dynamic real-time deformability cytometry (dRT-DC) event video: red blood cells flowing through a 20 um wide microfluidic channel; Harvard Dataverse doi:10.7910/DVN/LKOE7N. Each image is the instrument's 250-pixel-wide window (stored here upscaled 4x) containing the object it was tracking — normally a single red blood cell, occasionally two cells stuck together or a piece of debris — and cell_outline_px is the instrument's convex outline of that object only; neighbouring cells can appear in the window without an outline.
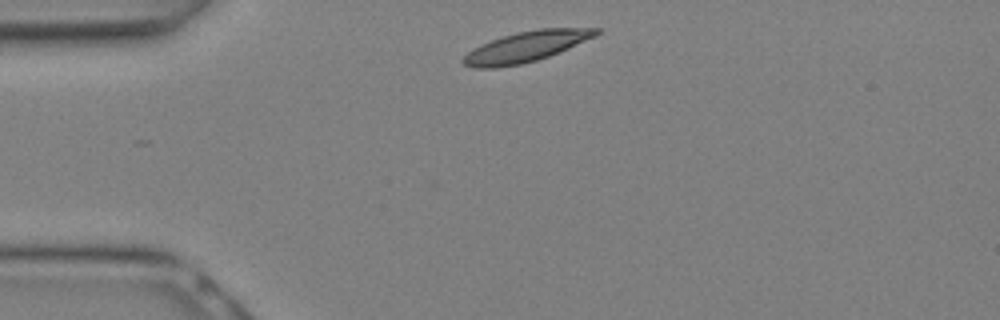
{"species": "Egyptian fruit bat (a non-hibernating species)", "species_latin": "Rousettus aegyptiacus", "temperature_condition": "warm", "stored_images_in_passage": 8, "camera_frame_rate_fps": 3000, "um_per_image_px": 0.085, "animal": {"sex": "female"}, "frame": {"image": 1, "passage_image": 1, "time_ms": 0.0, "image_size_px": [1000, 320], "cell_outline_px": [[600, 32], [596, 36], [548, 56], [536, 60], [520, 64], [492, 68], [472, 68], [464, 64], [460, 60], [472, 48], [480, 44], [516, 32], [540, 28], [600, 28]], "centroid_in_image_um": [44.68, 3.96], "position_along_channel_um": 40.3, "area_um2": 23.35}}
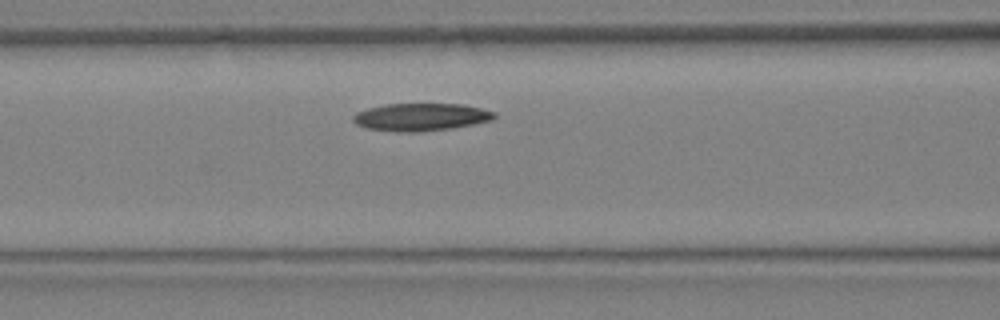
{"frame": {"image": 2, "passage_image": 6, "time_ms": 1.667, "image_size_px": [1000, 320], "cell_outline_px": [[496, 116], [492, 120], [452, 128], [420, 132], [400, 132], [368, 128], [356, 124], [352, 120], [352, 116], [356, 112], [368, 108], [384, 104], [464, 104], [496, 112]], "centroid_in_image_um": [35.77, 9.94], "position_along_channel_um": 130.8, "area_um2": 22.72}}
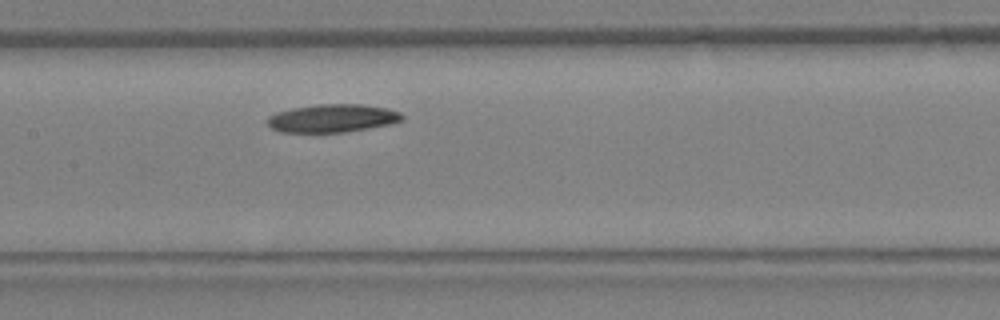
{"frame": {"image": 3, "passage_image": 8, "time_ms": 2.333, "image_size_px": [1000, 320], "cell_outline_px": [[404, 120], [388, 124], [368, 128], [344, 132], [280, 132], [272, 128], [268, 124], [268, 116], [276, 112], [292, 108], [316, 104], [364, 104], [388, 108], [400, 112], [404, 116]], "centroid_in_image_um": [28.27, 10.04], "position_along_channel_um": 179.1, "area_um2": 22.08}}